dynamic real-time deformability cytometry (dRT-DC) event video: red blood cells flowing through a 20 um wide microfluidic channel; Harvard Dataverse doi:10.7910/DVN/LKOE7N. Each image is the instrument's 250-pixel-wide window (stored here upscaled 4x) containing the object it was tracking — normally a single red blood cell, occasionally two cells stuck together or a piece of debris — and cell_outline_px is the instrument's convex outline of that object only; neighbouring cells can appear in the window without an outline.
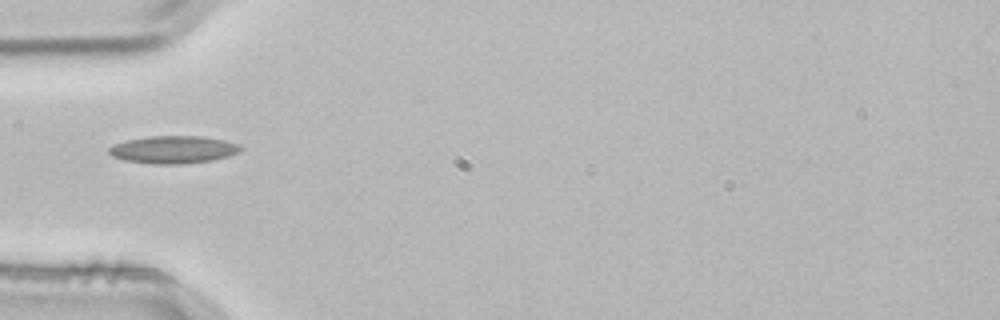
{"species": "common noctule bat (a hibernating species)", "species_latin": "Nyctalus noctula", "temperature_condition": "room temperature", "stored_images_in_passage": 2, "camera_frame_rate_fps": 3000, "um_per_image_px": 0.085, "animal": {"sex": "male", "body_mass_g": 21.5, "forearm_length_mm": 52.0}, "frame": {"image": 1, "passage_image": 1, "time_ms": 0.0, "image_size_px": [1000, 320], "cell_outline_px": [[244, 148], [240, 152], [228, 156], [212, 160], [180, 164], [152, 164], [124, 160], [112, 156], [108, 152], [108, 148], [112, 144], [128, 140], [148, 136], [200, 136], [224, 140], [240, 144]], "centroid_in_image_um": [14.74, 12.71], "position_along_channel_um": 70.3, "area_um2": 21.27}}